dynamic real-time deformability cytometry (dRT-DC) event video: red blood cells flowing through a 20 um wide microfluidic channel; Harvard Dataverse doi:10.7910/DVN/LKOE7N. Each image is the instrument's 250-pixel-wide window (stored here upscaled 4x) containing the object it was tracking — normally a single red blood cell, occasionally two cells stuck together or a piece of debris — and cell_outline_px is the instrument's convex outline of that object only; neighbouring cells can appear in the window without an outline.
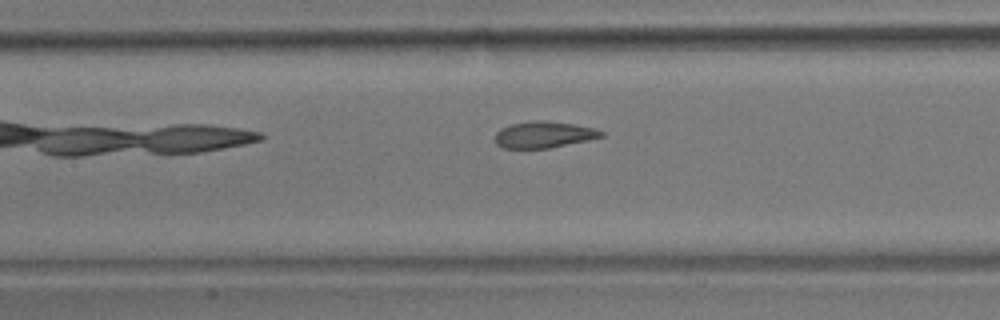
{"species": "common noctule bat (a hibernating species)", "species_latin": "Nyctalus noctula", "temperature_condition": "room temperature", "stored_images_in_passage": 7, "camera_frame_rate_fps": 3000, "um_per_image_px": 0.085, "animal": {"sex": "male", "body_mass_g": 17.9}, "frame": {"image": 1, "passage_image": 7, "time_ms": 2.0, "image_size_px": [1000, 320], "cell_outline_px": [[604, 136], [588, 140], [548, 148], [504, 148], [496, 144], [496, 132], [500, 128], [512, 124], [536, 120], [540, 120], [572, 124], [596, 128], [604, 132]], "centroid_in_image_um": [46.23, 11.44], "position_along_channel_um": 161.2, "area_um2": 16.18}}